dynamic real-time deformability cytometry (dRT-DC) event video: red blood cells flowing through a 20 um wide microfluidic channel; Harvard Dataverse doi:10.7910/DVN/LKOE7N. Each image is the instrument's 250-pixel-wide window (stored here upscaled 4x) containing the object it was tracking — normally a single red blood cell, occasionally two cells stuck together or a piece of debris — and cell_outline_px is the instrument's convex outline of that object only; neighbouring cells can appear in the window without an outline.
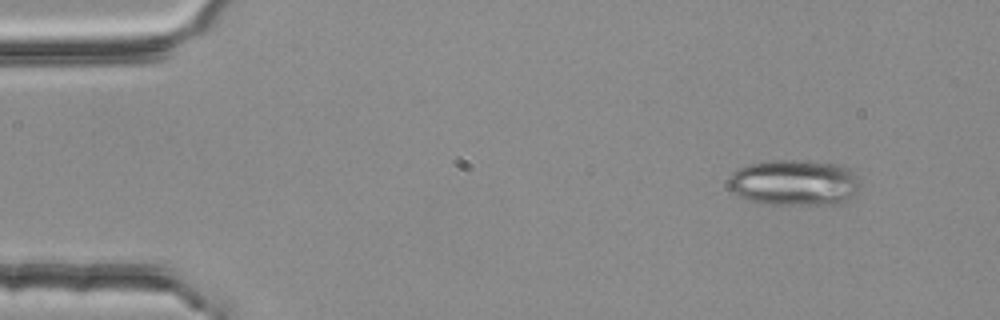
{"species": "common noctule bat (a hibernating species)", "species_latin": "Nyctalus noctula", "temperature_condition": "room temperature", "stored_images_in_passage": 3, "camera_frame_rate_fps": 3000, "um_per_image_px": 0.085, "animal": {"sex": "female", "body_mass_g": 25.1}, "frame": {"image": 1, "passage_image": 1, "time_ms": 0.0, "image_size_px": [1000, 320], "cell_outline_px": [[856, 192], [840, 204], [764, 204], [748, 200], [732, 192], [728, 188], [728, 176], [732, 172], [748, 164], [776, 160], [792, 160], [840, 164], [848, 168], [856, 180]], "centroid_in_image_um": [67.42, 15.53], "position_along_channel_um": 17.6, "area_um2": 34.85}}